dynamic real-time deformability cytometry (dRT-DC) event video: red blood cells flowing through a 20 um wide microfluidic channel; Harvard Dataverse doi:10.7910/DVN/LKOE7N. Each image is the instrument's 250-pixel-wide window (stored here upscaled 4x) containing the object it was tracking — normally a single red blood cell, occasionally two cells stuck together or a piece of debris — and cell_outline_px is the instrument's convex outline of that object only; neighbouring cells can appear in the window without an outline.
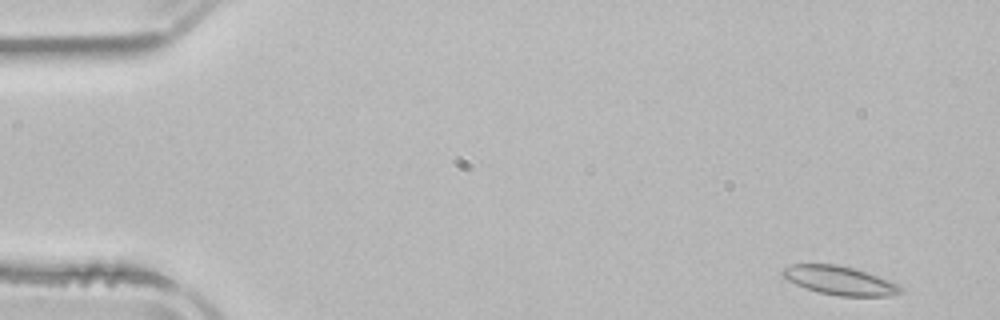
{"species": "common noctule bat (a hibernating species)", "species_latin": "Nyctalus noctula", "temperature_condition": "room temperature", "stored_images_in_passage": 4, "camera_frame_rate_fps": 3000, "um_per_image_px": 0.085, "animal": {"sex": "male", "body_mass_g": 21.5, "forearm_length_mm": 52.0}, "frame": {"image": 1, "passage_image": 1, "time_ms": 0.0, "image_size_px": [1000, 320], "cell_outline_px": [[904, 292], [888, 296], [840, 296], [820, 292], [796, 284], [788, 280], [780, 272], [784, 268], [792, 264], [836, 264], [868, 272], [900, 284], [904, 288]], "centroid_in_image_um": [71.44, 23.84], "position_along_channel_um": 13.6, "area_um2": 19.71}}
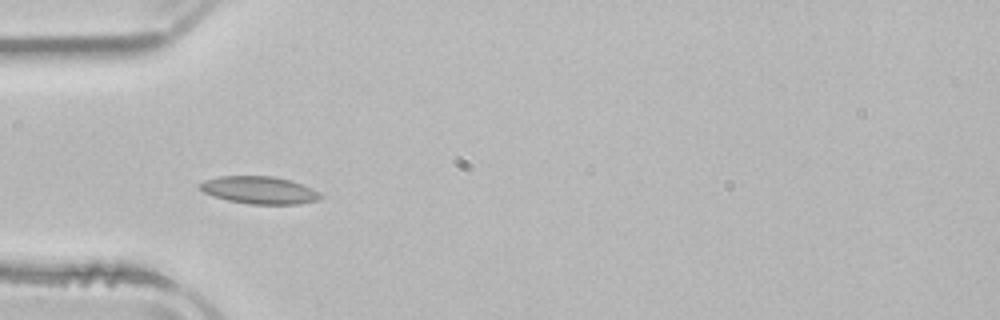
{"frame": {"image": 2, "passage_image": 4, "time_ms": 4.333, "image_size_px": [1000, 320], "cell_outline_px": [[324, 196], [320, 200], [300, 204], [248, 204], [228, 200], [212, 196], [204, 192], [200, 188], [200, 184], [204, 180], [220, 176], [272, 176], [292, 180], [312, 188], [320, 192]], "centroid_in_image_um": [22.1, 16.16], "position_along_channel_um": 62.9, "area_um2": 19.48}}